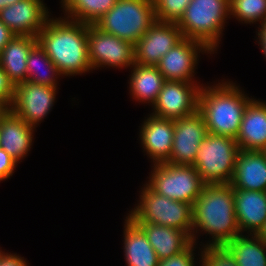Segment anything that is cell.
<instances>
[{
	"label": "cell",
	"instance_id": "1",
	"mask_svg": "<svg viewBox=\"0 0 266 266\" xmlns=\"http://www.w3.org/2000/svg\"><path fill=\"white\" fill-rule=\"evenodd\" d=\"M192 242L196 245L198 234H209V245H226L241 234L235 214L233 187L230 183L205 185L192 204ZM198 233V234H197ZM211 235V236H210ZM197 236V237H196Z\"/></svg>",
	"mask_w": 266,
	"mask_h": 266
},
{
	"label": "cell",
	"instance_id": "2",
	"mask_svg": "<svg viewBox=\"0 0 266 266\" xmlns=\"http://www.w3.org/2000/svg\"><path fill=\"white\" fill-rule=\"evenodd\" d=\"M37 41L62 76L93 71L89 60L86 23L50 17L38 34Z\"/></svg>",
	"mask_w": 266,
	"mask_h": 266
},
{
	"label": "cell",
	"instance_id": "3",
	"mask_svg": "<svg viewBox=\"0 0 266 266\" xmlns=\"http://www.w3.org/2000/svg\"><path fill=\"white\" fill-rule=\"evenodd\" d=\"M231 81L201 87L198 111L205 120L208 133L236 138L245 108L252 100Z\"/></svg>",
	"mask_w": 266,
	"mask_h": 266
},
{
	"label": "cell",
	"instance_id": "4",
	"mask_svg": "<svg viewBox=\"0 0 266 266\" xmlns=\"http://www.w3.org/2000/svg\"><path fill=\"white\" fill-rule=\"evenodd\" d=\"M229 14V0H191L177 23L183 38L194 39L217 53Z\"/></svg>",
	"mask_w": 266,
	"mask_h": 266
},
{
	"label": "cell",
	"instance_id": "5",
	"mask_svg": "<svg viewBox=\"0 0 266 266\" xmlns=\"http://www.w3.org/2000/svg\"><path fill=\"white\" fill-rule=\"evenodd\" d=\"M155 21L153 0H117L94 25L135 45Z\"/></svg>",
	"mask_w": 266,
	"mask_h": 266
},
{
	"label": "cell",
	"instance_id": "6",
	"mask_svg": "<svg viewBox=\"0 0 266 266\" xmlns=\"http://www.w3.org/2000/svg\"><path fill=\"white\" fill-rule=\"evenodd\" d=\"M140 192V200L128 217L134 222H150L182 230L192 237V204L161 196L147 184Z\"/></svg>",
	"mask_w": 266,
	"mask_h": 266
},
{
	"label": "cell",
	"instance_id": "7",
	"mask_svg": "<svg viewBox=\"0 0 266 266\" xmlns=\"http://www.w3.org/2000/svg\"><path fill=\"white\" fill-rule=\"evenodd\" d=\"M238 152L235 138L208 133L199 146L192 166L206 185L230 183Z\"/></svg>",
	"mask_w": 266,
	"mask_h": 266
},
{
	"label": "cell",
	"instance_id": "8",
	"mask_svg": "<svg viewBox=\"0 0 266 266\" xmlns=\"http://www.w3.org/2000/svg\"><path fill=\"white\" fill-rule=\"evenodd\" d=\"M146 183L154 192L172 200L193 204L206 185L192 165L152 163Z\"/></svg>",
	"mask_w": 266,
	"mask_h": 266
},
{
	"label": "cell",
	"instance_id": "9",
	"mask_svg": "<svg viewBox=\"0 0 266 266\" xmlns=\"http://www.w3.org/2000/svg\"><path fill=\"white\" fill-rule=\"evenodd\" d=\"M89 60L92 69L127 68L135 64L134 45L87 24Z\"/></svg>",
	"mask_w": 266,
	"mask_h": 266
},
{
	"label": "cell",
	"instance_id": "10",
	"mask_svg": "<svg viewBox=\"0 0 266 266\" xmlns=\"http://www.w3.org/2000/svg\"><path fill=\"white\" fill-rule=\"evenodd\" d=\"M201 87L199 82L166 80L151 115L175 120L194 114L198 111Z\"/></svg>",
	"mask_w": 266,
	"mask_h": 266
},
{
	"label": "cell",
	"instance_id": "11",
	"mask_svg": "<svg viewBox=\"0 0 266 266\" xmlns=\"http://www.w3.org/2000/svg\"><path fill=\"white\" fill-rule=\"evenodd\" d=\"M57 88L30 81L16 84L13 102L9 109L25 123L36 128L53 109Z\"/></svg>",
	"mask_w": 266,
	"mask_h": 266
},
{
	"label": "cell",
	"instance_id": "12",
	"mask_svg": "<svg viewBox=\"0 0 266 266\" xmlns=\"http://www.w3.org/2000/svg\"><path fill=\"white\" fill-rule=\"evenodd\" d=\"M200 52L214 54L202 42L183 38L160 59L156 67L165 80L197 83L193 77H195L194 73L199 62Z\"/></svg>",
	"mask_w": 266,
	"mask_h": 266
},
{
	"label": "cell",
	"instance_id": "13",
	"mask_svg": "<svg viewBox=\"0 0 266 266\" xmlns=\"http://www.w3.org/2000/svg\"><path fill=\"white\" fill-rule=\"evenodd\" d=\"M182 39L183 35L176 23L156 20L134 45L135 63L156 66Z\"/></svg>",
	"mask_w": 266,
	"mask_h": 266
},
{
	"label": "cell",
	"instance_id": "14",
	"mask_svg": "<svg viewBox=\"0 0 266 266\" xmlns=\"http://www.w3.org/2000/svg\"><path fill=\"white\" fill-rule=\"evenodd\" d=\"M207 134L204 117L199 111L192 115L175 119L173 147L167 162L192 165L199 146Z\"/></svg>",
	"mask_w": 266,
	"mask_h": 266
},
{
	"label": "cell",
	"instance_id": "15",
	"mask_svg": "<svg viewBox=\"0 0 266 266\" xmlns=\"http://www.w3.org/2000/svg\"><path fill=\"white\" fill-rule=\"evenodd\" d=\"M43 0H21L0 10V20L15 36L37 37L50 19Z\"/></svg>",
	"mask_w": 266,
	"mask_h": 266
},
{
	"label": "cell",
	"instance_id": "16",
	"mask_svg": "<svg viewBox=\"0 0 266 266\" xmlns=\"http://www.w3.org/2000/svg\"><path fill=\"white\" fill-rule=\"evenodd\" d=\"M139 138L141 145L154 164L167 162L173 147L174 120L149 114L143 121Z\"/></svg>",
	"mask_w": 266,
	"mask_h": 266
},
{
	"label": "cell",
	"instance_id": "17",
	"mask_svg": "<svg viewBox=\"0 0 266 266\" xmlns=\"http://www.w3.org/2000/svg\"><path fill=\"white\" fill-rule=\"evenodd\" d=\"M35 129L9 108L4 109L0 113V147L17 163L22 162L33 145Z\"/></svg>",
	"mask_w": 266,
	"mask_h": 266
},
{
	"label": "cell",
	"instance_id": "18",
	"mask_svg": "<svg viewBox=\"0 0 266 266\" xmlns=\"http://www.w3.org/2000/svg\"><path fill=\"white\" fill-rule=\"evenodd\" d=\"M230 184L233 189L266 192V156L264 152L239 149Z\"/></svg>",
	"mask_w": 266,
	"mask_h": 266
},
{
	"label": "cell",
	"instance_id": "19",
	"mask_svg": "<svg viewBox=\"0 0 266 266\" xmlns=\"http://www.w3.org/2000/svg\"><path fill=\"white\" fill-rule=\"evenodd\" d=\"M233 195L241 234H256L266 221V192L233 189Z\"/></svg>",
	"mask_w": 266,
	"mask_h": 266
},
{
	"label": "cell",
	"instance_id": "20",
	"mask_svg": "<svg viewBox=\"0 0 266 266\" xmlns=\"http://www.w3.org/2000/svg\"><path fill=\"white\" fill-rule=\"evenodd\" d=\"M239 149L262 151L266 147V102L252 99L245 108L235 138Z\"/></svg>",
	"mask_w": 266,
	"mask_h": 266
},
{
	"label": "cell",
	"instance_id": "21",
	"mask_svg": "<svg viewBox=\"0 0 266 266\" xmlns=\"http://www.w3.org/2000/svg\"><path fill=\"white\" fill-rule=\"evenodd\" d=\"M146 234L159 260L178 254L191 243V237L182 230L150 222H135Z\"/></svg>",
	"mask_w": 266,
	"mask_h": 266
},
{
	"label": "cell",
	"instance_id": "22",
	"mask_svg": "<svg viewBox=\"0 0 266 266\" xmlns=\"http://www.w3.org/2000/svg\"><path fill=\"white\" fill-rule=\"evenodd\" d=\"M124 224V256L127 266H158L159 259L144 231L130 218Z\"/></svg>",
	"mask_w": 266,
	"mask_h": 266
},
{
	"label": "cell",
	"instance_id": "23",
	"mask_svg": "<svg viewBox=\"0 0 266 266\" xmlns=\"http://www.w3.org/2000/svg\"><path fill=\"white\" fill-rule=\"evenodd\" d=\"M37 43V37L34 36H14L0 52V66L14 85L26 81V62Z\"/></svg>",
	"mask_w": 266,
	"mask_h": 266
},
{
	"label": "cell",
	"instance_id": "24",
	"mask_svg": "<svg viewBox=\"0 0 266 266\" xmlns=\"http://www.w3.org/2000/svg\"><path fill=\"white\" fill-rule=\"evenodd\" d=\"M131 68L128 81L130 95L135 101L149 103L152 106L166 81L164 76L156 66H142L135 63Z\"/></svg>",
	"mask_w": 266,
	"mask_h": 266
},
{
	"label": "cell",
	"instance_id": "25",
	"mask_svg": "<svg viewBox=\"0 0 266 266\" xmlns=\"http://www.w3.org/2000/svg\"><path fill=\"white\" fill-rule=\"evenodd\" d=\"M226 246L237 266H266V244L256 234H239Z\"/></svg>",
	"mask_w": 266,
	"mask_h": 266
},
{
	"label": "cell",
	"instance_id": "26",
	"mask_svg": "<svg viewBox=\"0 0 266 266\" xmlns=\"http://www.w3.org/2000/svg\"><path fill=\"white\" fill-rule=\"evenodd\" d=\"M117 0H61L64 18L95 24L104 14L111 9ZM66 16V17H65Z\"/></svg>",
	"mask_w": 266,
	"mask_h": 266
},
{
	"label": "cell",
	"instance_id": "27",
	"mask_svg": "<svg viewBox=\"0 0 266 266\" xmlns=\"http://www.w3.org/2000/svg\"><path fill=\"white\" fill-rule=\"evenodd\" d=\"M45 66L44 72L39 71V66ZM27 79L26 81L58 87V79L62 77L55 64L47 56L44 49L37 43L30 51L27 62ZM42 67V66H41ZM60 76V77H59Z\"/></svg>",
	"mask_w": 266,
	"mask_h": 266
},
{
	"label": "cell",
	"instance_id": "28",
	"mask_svg": "<svg viewBox=\"0 0 266 266\" xmlns=\"http://www.w3.org/2000/svg\"><path fill=\"white\" fill-rule=\"evenodd\" d=\"M229 14L241 23L261 25L266 21V0H229Z\"/></svg>",
	"mask_w": 266,
	"mask_h": 266
},
{
	"label": "cell",
	"instance_id": "29",
	"mask_svg": "<svg viewBox=\"0 0 266 266\" xmlns=\"http://www.w3.org/2000/svg\"><path fill=\"white\" fill-rule=\"evenodd\" d=\"M200 266H237L235 257L226 245H209L200 249Z\"/></svg>",
	"mask_w": 266,
	"mask_h": 266
},
{
	"label": "cell",
	"instance_id": "30",
	"mask_svg": "<svg viewBox=\"0 0 266 266\" xmlns=\"http://www.w3.org/2000/svg\"><path fill=\"white\" fill-rule=\"evenodd\" d=\"M156 20L178 23L191 0H153Z\"/></svg>",
	"mask_w": 266,
	"mask_h": 266
},
{
	"label": "cell",
	"instance_id": "31",
	"mask_svg": "<svg viewBox=\"0 0 266 266\" xmlns=\"http://www.w3.org/2000/svg\"><path fill=\"white\" fill-rule=\"evenodd\" d=\"M196 244L192 242L187 248L176 255L159 261L158 266H195L197 263L195 259Z\"/></svg>",
	"mask_w": 266,
	"mask_h": 266
},
{
	"label": "cell",
	"instance_id": "32",
	"mask_svg": "<svg viewBox=\"0 0 266 266\" xmlns=\"http://www.w3.org/2000/svg\"><path fill=\"white\" fill-rule=\"evenodd\" d=\"M15 85L0 66V105L8 109L13 102Z\"/></svg>",
	"mask_w": 266,
	"mask_h": 266
},
{
	"label": "cell",
	"instance_id": "33",
	"mask_svg": "<svg viewBox=\"0 0 266 266\" xmlns=\"http://www.w3.org/2000/svg\"><path fill=\"white\" fill-rule=\"evenodd\" d=\"M17 165L18 163L0 147V182L9 179Z\"/></svg>",
	"mask_w": 266,
	"mask_h": 266
},
{
	"label": "cell",
	"instance_id": "34",
	"mask_svg": "<svg viewBox=\"0 0 266 266\" xmlns=\"http://www.w3.org/2000/svg\"><path fill=\"white\" fill-rule=\"evenodd\" d=\"M0 266H29L24 257L17 255L16 253H3L0 258Z\"/></svg>",
	"mask_w": 266,
	"mask_h": 266
},
{
	"label": "cell",
	"instance_id": "35",
	"mask_svg": "<svg viewBox=\"0 0 266 266\" xmlns=\"http://www.w3.org/2000/svg\"><path fill=\"white\" fill-rule=\"evenodd\" d=\"M14 36L12 31L0 20V52Z\"/></svg>",
	"mask_w": 266,
	"mask_h": 266
},
{
	"label": "cell",
	"instance_id": "36",
	"mask_svg": "<svg viewBox=\"0 0 266 266\" xmlns=\"http://www.w3.org/2000/svg\"><path fill=\"white\" fill-rule=\"evenodd\" d=\"M258 31V32H257ZM256 34L258 36V45H260V49L262 50L265 58H266V21H264L261 25H259Z\"/></svg>",
	"mask_w": 266,
	"mask_h": 266
},
{
	"label": "cell",
	"instance_id": "37",
	"mask_svg": "<svg viewBox=\"0 0 266 266\" xmlns=\"http://www.w3.org/2000/svg\"><path fill=\"white\" fill-rule=\"evenodd\" d=\"M256 235L260 238L261 241L264 242V244H266V221L264 222L262 227L258 230Z\"/></svg>",
	"mask_w": 266,
	"mask_h": 266
},
{
	"label": "cell",
	"instance_id": "38",
	"mask_svg": "<svg viewBox=\"0 0 266 266\" xmlns=\"http://www.w3.org/2000/svg\"><path fill=\"white\" fill-rule=\"evenodd\" d=\"M21 0H0V10Z\"/></svg>",
	"mask_w": 266,
	"mask_h": 266
},
{
	"label": "cell",
	"instance_id": "39",
	"mask_svg": "<svg viewBox=\"0 0 266 266\" xmlns=\"http://www.w3.org/2000/svg\"><path fill=\"white\" fill-rule=\"evenodd\" d=\"M3 253H4V251H2L1 248H0V258L3 255Z\"/></svg>",
	"mask_w": 266,
	"mask_h": 266
},
{
	"label": "cell",
	"instance_id": "40",
	"mask_svg": "<svg viewBox=\"0 0 266 266\" xmlns=\"http://www.w3.org/2000/svg\"><path fill=\"white\" fill-rule=\"evenodd\" d=\"M4 110V108L0 105V113Z\"/></svg>",
	"mask_w": 266,
	"mask_h": 266
},
{
	"label": "cell",
	"instance_id": "41",
	"mask_svg": "<svg viewBox=\"0 0 266 266\" xmlns=\"http://www.w3.org/2000/svg\"><path fill=\"white\" fill-rule=\"evenodd\" d=\"M262 151L264 152V154L266 156V147Z\"/></svg>",
	"mask_w": 266,
	"mask_h": 266
}]
</instances>
